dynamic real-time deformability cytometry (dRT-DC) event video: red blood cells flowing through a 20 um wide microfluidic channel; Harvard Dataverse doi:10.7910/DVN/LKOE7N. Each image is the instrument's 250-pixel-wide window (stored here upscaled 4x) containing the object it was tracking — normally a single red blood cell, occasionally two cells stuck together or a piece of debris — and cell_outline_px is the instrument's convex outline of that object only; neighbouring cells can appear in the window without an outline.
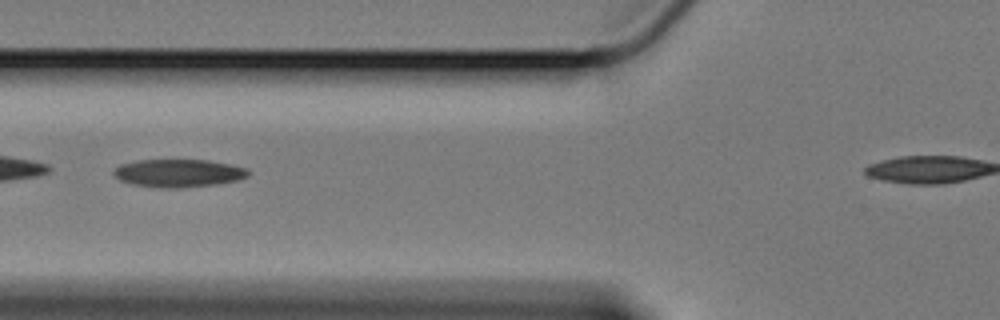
{"species": "Egyptian fruit bat (a non-hibernating species)", "species_latin": "Rousettus aegyptiacus", "temperature_condition": "cold", "stored_images_in_passage": 15, "camera_frame_rate_fps": 3000, "um_per_image_px": 0.085, "animal": {"sex": "female"}, "frame": {"image": 1, "passage_image": 9, "time_ms": 2.667, "image_size_px": [1000, 320], "cell_outline_px": [[248, 176], [236, 180], [216, 184], [180, 188], [164, 188], [132, 184], [120, 180], [112, 172], [120, 164], [136, 160], [208, 160], [248, 168]], "centroid_in_image_um": [15.15, 14.71], "position_along_channel_um": 110.6, "area_um2": 21.73}}